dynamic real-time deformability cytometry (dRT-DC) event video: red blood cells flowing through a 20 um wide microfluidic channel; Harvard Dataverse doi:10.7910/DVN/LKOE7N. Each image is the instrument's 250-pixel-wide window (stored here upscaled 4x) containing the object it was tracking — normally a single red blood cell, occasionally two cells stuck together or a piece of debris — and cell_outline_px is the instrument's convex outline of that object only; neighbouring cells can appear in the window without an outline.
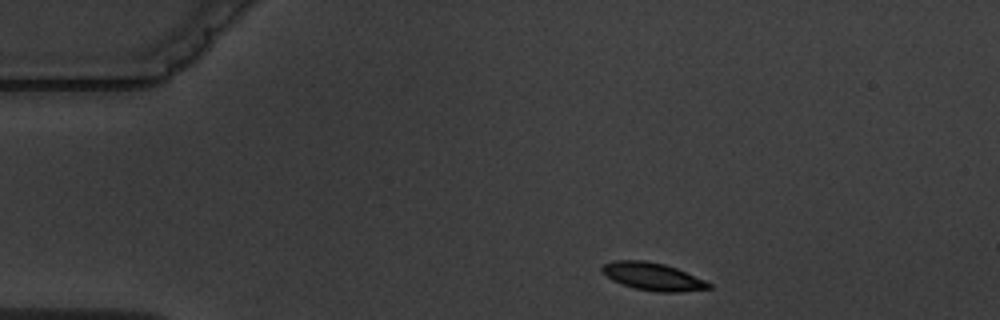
{"species": "common noctule bat (a hibernating species)", "species_latin": "Nyctalus noctula", "temperature_condition": "warm", "stored_images_in_passage": 3, "camera_frame_rate_fps": 3000, "um_per_image_px": 0.085, "animal": {"sex": "male", "body_mass_g": 19.5, "forearm_length_mm": 54.6}, "frame": {"image": 1, "passage_image": 1, "time_ms": 0.0, "image_size_px": [1000, 320], "cell_outline_px": [[712, 288], [680, 292], [656, 292], [636, 288], [612, 280], [600, 268], [604, 264], [616, 260], [644, 260], [664, 264], [676, 268], [704, 280], [712, 284]], "centroid_in_image_um": [55.51, 23.5], "position_along_channel_um": 29.5, "area_um2": 16.94}}